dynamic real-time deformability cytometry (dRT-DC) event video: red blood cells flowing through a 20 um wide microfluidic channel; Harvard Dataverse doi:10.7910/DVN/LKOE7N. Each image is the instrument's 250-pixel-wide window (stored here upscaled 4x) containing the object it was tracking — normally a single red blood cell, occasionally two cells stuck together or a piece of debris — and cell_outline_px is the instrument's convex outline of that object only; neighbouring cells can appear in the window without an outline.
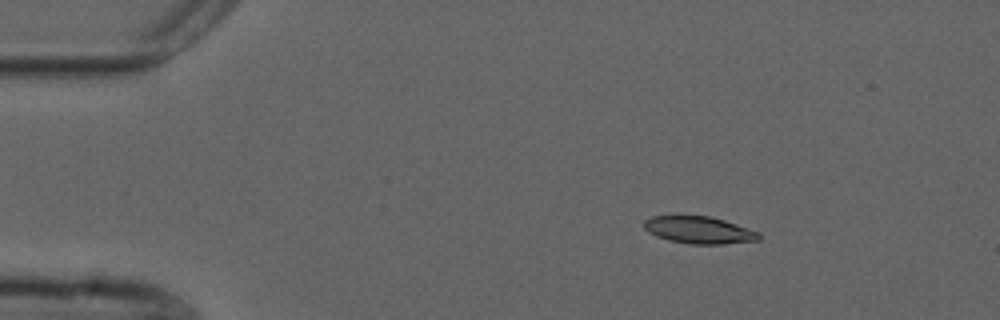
{"species": "common noctule bat (a hibernating species)", "species_latin": "Nyctalus noctula", "temperature_condition": "cold", "stored_images_in_passage": 4, "camera_frame_rate_fps": 3000, "um_per_image_px": 0.085, "animal": {"sex": "male", "forearm_length_mm": 52.5}, "frame": {"image": 1, "passage_image": 2, "time_ms": 0.333, "image_size_px": [1000, 320], "cell_outline_px": [[760, 240], [720, 244], [688, 244], [668, 240], [656, 236], [648, 232], [644, 228], [644, 220], [652, 216], [676, 212], [708, 216], [724, 220], [760, 232]], "centroid_in_image_um": [59.33, 19.5], "position_along_channel_um": 25.7, "area_um2": 18.96}}